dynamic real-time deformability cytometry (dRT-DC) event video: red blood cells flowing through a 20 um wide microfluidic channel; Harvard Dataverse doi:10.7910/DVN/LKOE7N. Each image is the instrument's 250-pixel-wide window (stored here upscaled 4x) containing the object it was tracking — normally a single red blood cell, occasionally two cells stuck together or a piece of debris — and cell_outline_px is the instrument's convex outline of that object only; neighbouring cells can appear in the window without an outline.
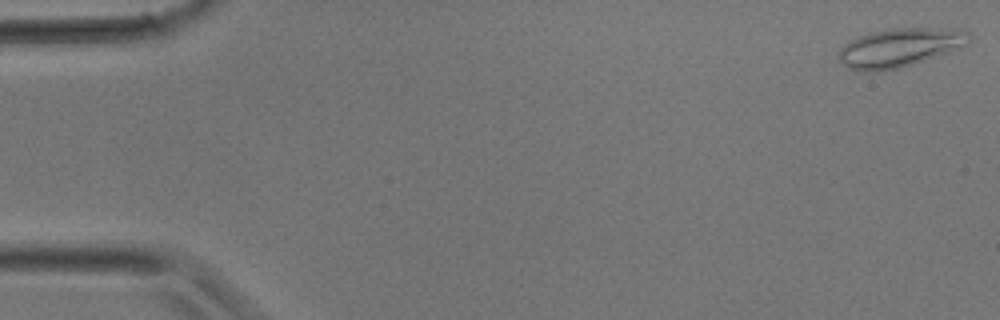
{"species": "common noctule bat (a hibernating species)", "species_latin": "Nyctalus noctula", "temperature_condition": "room temperature", "stored_images_in_passage": 31, "camera_frame_rate_fps": 3000, "um_per_image_px": 0.085, "animal": {"sex": "male", "body_mass_g": 17.9}, "frame": {"image": 1, "passage_image": 1, "time_ms": 0.0, "image_size_px": [1000, 320], "cell_outline_px": [[972, 40], [968, 44], [912, 64], [900, 68], [880, 72], [860, 72], [848, 68], [840, 64], [836, 56], [840, 48], [844, 44], [860, 36], [872, 32], [892, 28], [928, 28], [968, 32], [972, 36]], "centroid_in_image_um": [76.36, 4.08], "position_along_channel_um": 8.6, "area_um2": 29.25}}
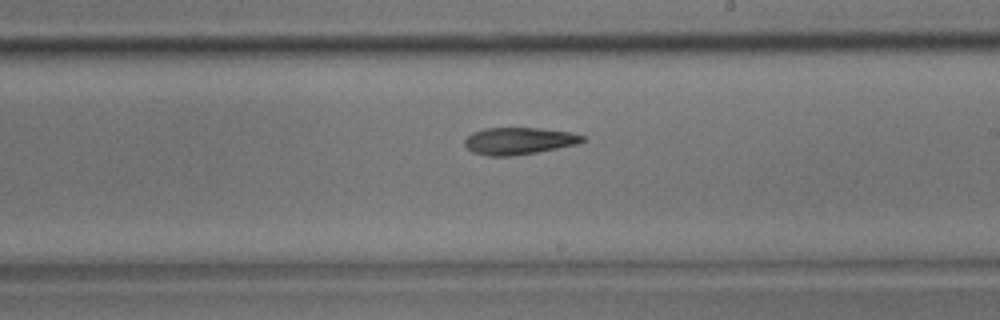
{"frame": {"image": 2, "passage_image": 19, "time_ms": 6.0, "image_size_px": [1000, 320], "cell_outline_px": [[588, 140], [576, 144], [536, 152], [508, 156], [488, 156], [472, 152], [464, 144], [464, 140], [472, 132], [484, 128], [540, 128], [572, 132], [584, 136]], "centroid_in_image_um": [44.1, 11.97], "position_along_channel_um": 244.9, "area_um2": 18.55}}
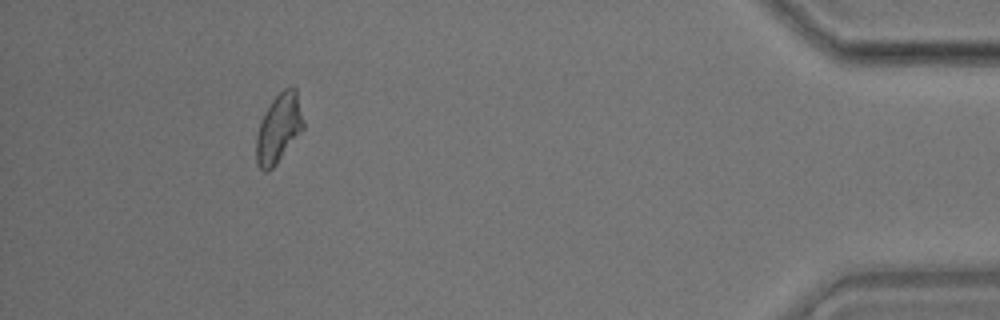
{"frame": {"image": 3, "passage_image": 30, "time_ms": 9.667, "image_size_px": [1000, 320], "cell_outline_px": [[304, 128], [276, 164], [268, 172], [264, 172], [256, 164], [256, 136], [260, 124], [272, 100], [284, 88], [292, 84], [296, 88], [304, 124]], "centroid_in_image_um": [23.69, 10.91], "position_along_channel_um": 411.5, "area_um2": 18.73}}